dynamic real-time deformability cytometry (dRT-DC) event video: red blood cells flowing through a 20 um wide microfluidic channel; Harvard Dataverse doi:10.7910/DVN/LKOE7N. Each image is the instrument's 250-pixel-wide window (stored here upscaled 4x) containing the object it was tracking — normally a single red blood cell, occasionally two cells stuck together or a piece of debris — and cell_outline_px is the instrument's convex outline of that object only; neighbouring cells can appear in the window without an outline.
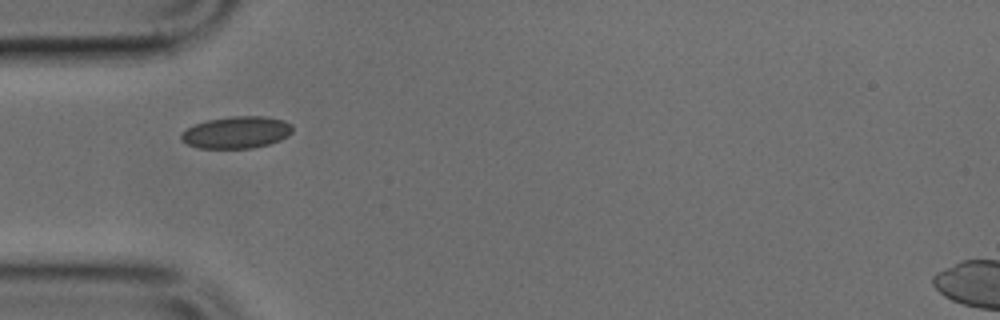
{"species": "common noctule bat (a hibernating species)", "species_latin": "Nyctalus noctula", "temperature_condition": "cold", "stored_images_in_passage": 35, "camera_frame_rate_fps": 3000, "um_per_image_px": 0.085, "animal": {"sex": "male", "body_mass_g": 17.9, "forearm_length_mm": 54.2}, "frame": {"image": 1, "passage_image": 1, "time_ms": 0.0, "image_size_px": [1000, 320], "cell_outline_px": [[292, 132], [288, 136], [280, 140], [268, 144], [252, 148], [200, 148], [188, 144], [180, 140], [180, 132], [196, 124], [208, 120], [232, 116], [264, 116], [284, 120], [292, 124]], "centroid_in_image_um": [20.11, 11.25], "position_along_channel_um": 64.9, "area_um2": 20.75}}
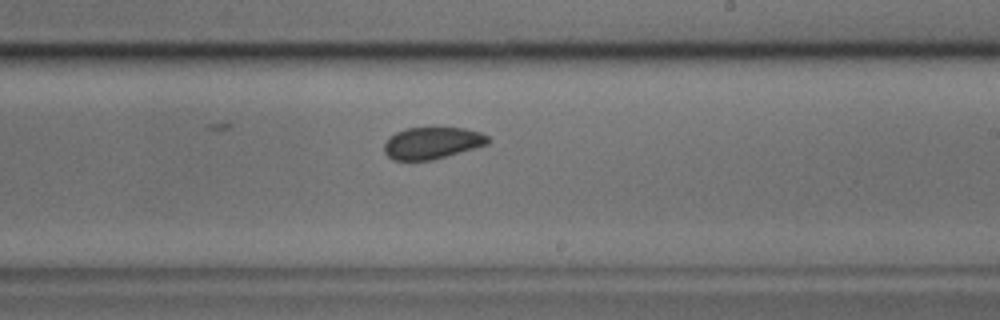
{"frame": {"image": 2, "passage_image": 15, "time_ms": 4.667, "image_size_px": [1000, 320], "cell_outline_px": [[488, 144], [432, 160], [392, 160], [384, 152], [384, 144], [396, 132], [404, 128], [464, 128], [480, 132], [488, 136]], "centroid_in_image_um": [36.72, 12.15], "position_along_channel_um": 252.3, "area_um2": 19.02}}
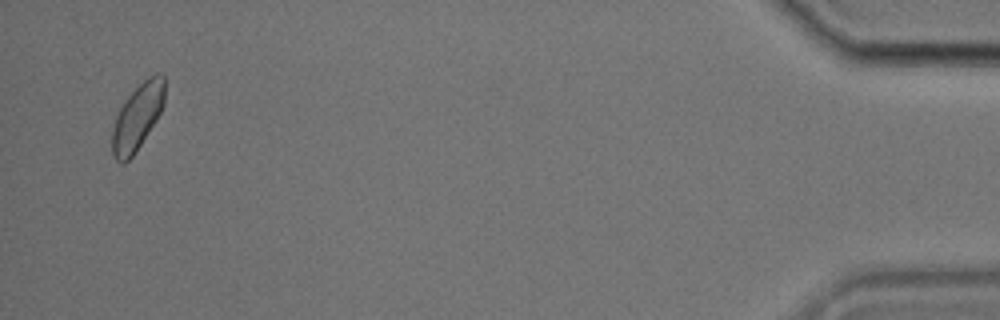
{"frame": {"image": 3, "passage_image": 34, "time_ms": 11.0, "image_size_px": [1000, 320], "cell_outline_px": [[164, 104], [156, 120], [132, 156], [124, 164], [120, 164], [112, 156], [112, 132], [116, 116], [120, 108], [128, 96], [148, 76], [156, 72], [160, 72], [164, 76]], "centroid_in_image_um": [11.68, 9.94], "position_along_channel_um": 423.5, "area_um2": 20.0}}